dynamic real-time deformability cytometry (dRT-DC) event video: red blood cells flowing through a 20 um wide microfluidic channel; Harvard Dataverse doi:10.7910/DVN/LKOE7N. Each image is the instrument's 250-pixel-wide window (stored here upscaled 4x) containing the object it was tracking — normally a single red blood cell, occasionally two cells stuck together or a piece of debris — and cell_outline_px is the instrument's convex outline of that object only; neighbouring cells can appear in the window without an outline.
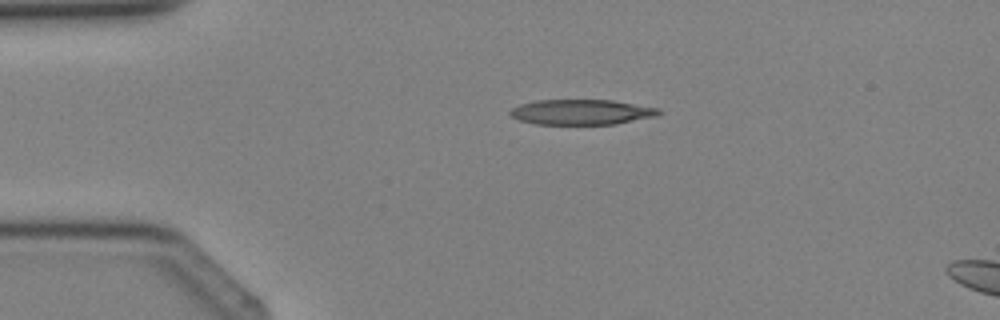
{"species": "Egyptian fruit bat (a non-hibernating species)", "species_latin": "Rousettus aegyptiacus", "temperature_condition": "cold", "stored_images_in_passage": 4, "camera_frame_rate_fps": 3000, "um_per_image_px": 0.085, "animal": {"sex": "female"}, "frame": {"image": 1, "passage_image": 4, "time_ms": 3.667, "image_size_px": [1000, 320], "cell_outline_px": [[664, 112], [656, 116], [616, 124], [536, 124], [520, 120], [508, 116], [508, 112], [512, 108], [520, 104], [536, 100], [612, 100], [660, 108]], "centroid_in_image_um": [49.43, 9.52], "position_along_channel_um": 35.6, "area_um2": 22.02}}